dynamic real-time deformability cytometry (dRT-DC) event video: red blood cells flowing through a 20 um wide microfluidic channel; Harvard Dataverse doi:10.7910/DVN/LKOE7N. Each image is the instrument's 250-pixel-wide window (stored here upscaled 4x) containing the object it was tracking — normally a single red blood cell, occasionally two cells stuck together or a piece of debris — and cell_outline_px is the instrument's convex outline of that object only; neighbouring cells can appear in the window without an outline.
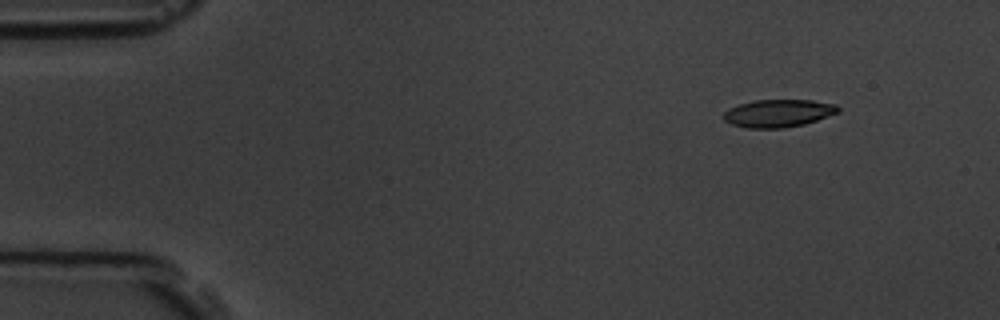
{"species": "common noctule bat (a hibernating species)", "species_latin": "Nyctalus noctula", "temperature_condition": "room temperature", "stored_images_in_passage": 4, "camera_frame_rate_fps": 3000, "um_per_image_px": 0.085, "animal": {"sex": "male", "body_mass_g": 19.5, "forearm_length_mm": 54.6}, "frame": {"image": 1, "passage_image": 1, "time_ms": 0.0, "image_size_px": [1000, 320], "cell_outline_px": [[840, 112], [804, 124], [784, 128], [748, 128], [732, 124], [724, 120], [724, 112], [728, 108], [752, 100], [812, 100], [836, 104], [840, 108]], "centroid_in_image_um": [66.17, 9.62], "position_along_channel_um": 18.8, "area_um2": 18.5}}
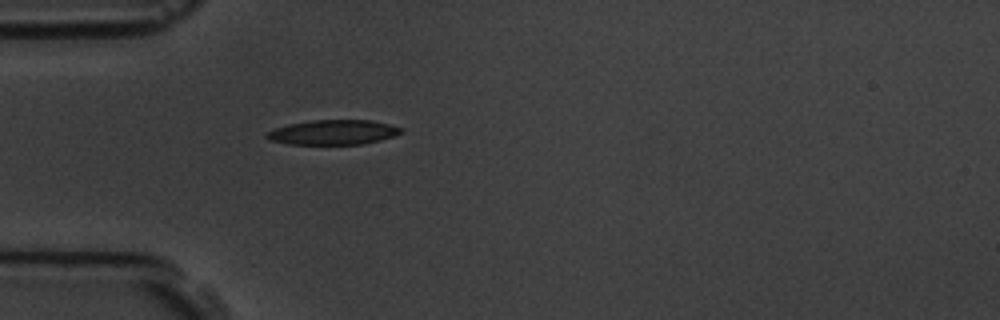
{"frame": {"image": 2, "passage_image": 4, "time_ms": 3.333, "image_size_px": [1000, 320], "cell_outline_px": [[404, 128], [400, 132], [392, 136], [380, 140], [364, 144], [288, 144], [272, 140], [264, 136], [268, 132], [276, 128], [288, 124], [312, 120], [372, 120]], "centroid_in_image_um": [28.32, 11.24], "position_along_channel_um": 56.7, "area_um2": 19.19}}